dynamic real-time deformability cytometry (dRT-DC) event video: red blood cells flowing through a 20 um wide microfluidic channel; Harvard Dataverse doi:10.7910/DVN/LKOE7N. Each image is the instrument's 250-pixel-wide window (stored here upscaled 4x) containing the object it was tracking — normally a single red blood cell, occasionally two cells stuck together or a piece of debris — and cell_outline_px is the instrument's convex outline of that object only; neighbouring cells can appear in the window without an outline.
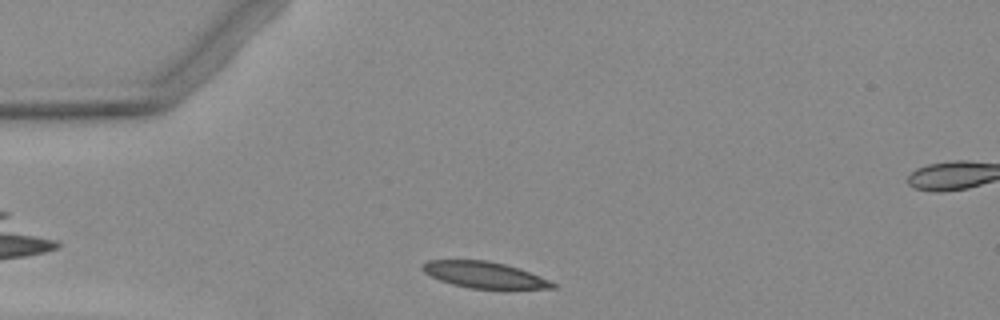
{"species": "Egyptian fruit bat (a non-hibernating species)", "species_latin": "Rousettus aegyptiacus", "temperature_condition": "warm", "stored_images_in_passage": 2, "camera_frame_rate_fps": 3000, "um_per_image_px": 0.085, "animal": {"sex": "female"}, "frame": {"image": 1, "passage_image": 1, "time_ms": 0.0, "image_size_px": [1000, 320], "cell_outline_px": [[556, 288], [468, 288], [452, 284], [440, 280], [424, 272], [420, 268], [428, 260], [488, 260], [504, 264], [528, 272], [548, 280], [556, 284]], "centroid_in_image_um": [41.11, 23.35], "position_along_channel_um": 43.9, "area_um2": 19.42}}